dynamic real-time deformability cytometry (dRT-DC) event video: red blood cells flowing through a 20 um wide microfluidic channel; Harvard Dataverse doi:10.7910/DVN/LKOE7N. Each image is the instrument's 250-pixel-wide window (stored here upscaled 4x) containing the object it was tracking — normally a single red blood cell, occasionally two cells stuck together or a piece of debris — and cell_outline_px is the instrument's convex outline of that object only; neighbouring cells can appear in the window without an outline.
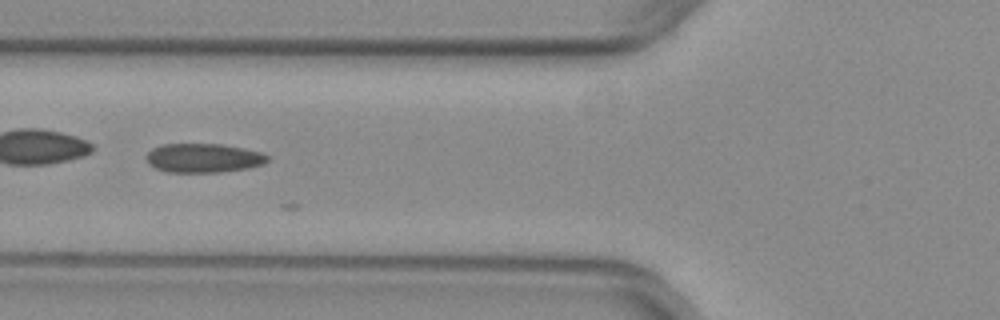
{"species": "common noctule bat (a hibernating species)", "species_latin": "Nyctalus noctula", "temperature_condition": "warm", "stored_images_in_passage": 23, "camera_frame_rate_fps": 3000, "um_per_image_px": 0.085, "animal": {"sex": "female", "body_mass_g": 29.2, "forearm_length_mm": 56.3}, "frame": {"image": 1, "passage_image": 15, "time_ms": 4.667, "image_size_px": [1000, 320], "cell_outline_px": [[268, 160], [264, 164], [248, 168], [220, 172], [168, 172], [156, 168], [148, 164], [144, 156], [152, 148], [160, 144], [220, 144], [244, 148], [260, 152], [268, 156]], "centroid_in_image_um": [17.26, 13.43], "position_along_channel_um": 108.5, "area_um2": 20.63}}